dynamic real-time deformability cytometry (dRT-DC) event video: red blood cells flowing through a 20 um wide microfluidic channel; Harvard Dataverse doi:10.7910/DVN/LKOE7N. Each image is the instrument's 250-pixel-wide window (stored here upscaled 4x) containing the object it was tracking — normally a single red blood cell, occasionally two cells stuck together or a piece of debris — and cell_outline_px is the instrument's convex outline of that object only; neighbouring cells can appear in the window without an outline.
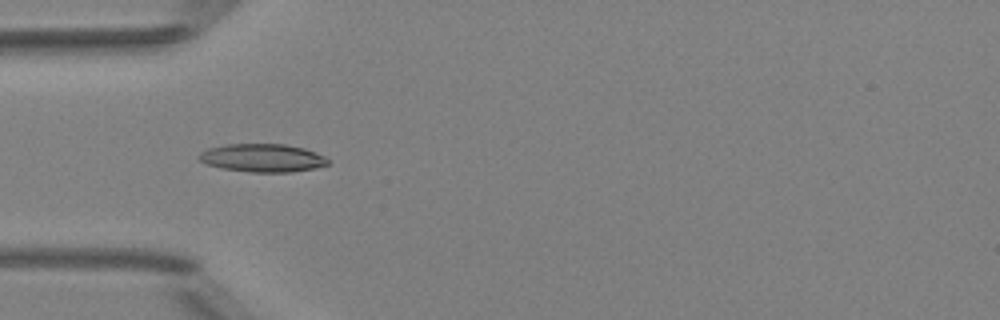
{"species": "Egyptian fruit bat (a non-hibernating species)", "species_latin": "Rousettus aegyptiacus", "temperature_condition": "room temperature", "stored_images_in_passage": 6, "camera_frame_rate_fps": 3000, "um_per_image_px": 0.085, "animal": {"sex": "female"}, "frame": {"image": 1, "passage_image": 3, "time_ms": 3.333, "image_size_px": [1000, 320], "cell_outline_px": [[328, 164], [312, 168], [292, 172], [252, 172], [220, 168], [208, 164], [200, 160], [196, 156], [200, 152], [208, 148], [224, 144], [284, 144], [304, 148], [316, 152], [324, 156], [328, 160]], "centroid_in_image_um": [22.27, 13.41], "position_along_channel_um": 62.7, "area_um2": 21.1}}
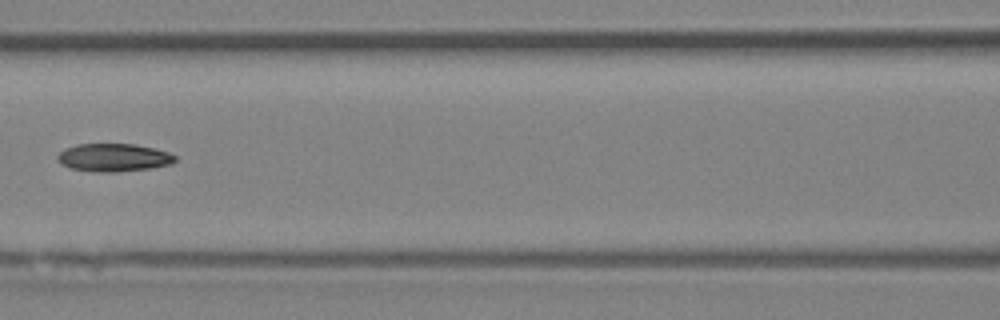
{"frame": {"image": 2, "passage_image": 5, "time_ms": 5.667, "image_size_px": [1000, 320], "cell_outline_px": [[176, 160], [172, 164], [152, 168], [116, 172], [92, 172], [72, 168], [60, 164], [56, 160], [56, 156], [64, 148], [76, 144], [136, 144], [156, 148], [168, 152], [176, 156]], "centroid_in_image_um": [9.65, 13.39], "position_along_channel_um": 156.9, "area_um2": 19.48}}
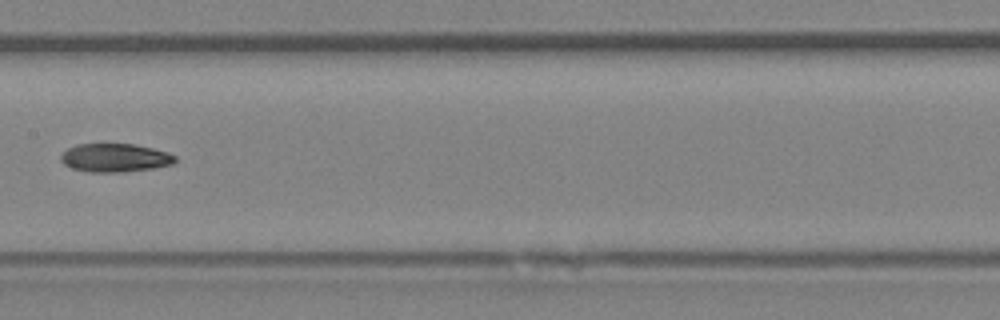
{"frame": {"image": 3, "passage_image": 6, "time_ms": 6.667, "image_size_px": [1000, 320], "cell_outline_px": [[176, 160], [172, 164], [152, 168], [124, 172], [88, 172], [72, 168], [64, 164], [60, 160], [60, 156], [68, 148], [76, 144], [136, 144], [168, 152], [176, 156]], "centroid_in_image_um": [9.76, 13.41], "position_along_channel_um": 197.6, "area_um2": 18.96}}